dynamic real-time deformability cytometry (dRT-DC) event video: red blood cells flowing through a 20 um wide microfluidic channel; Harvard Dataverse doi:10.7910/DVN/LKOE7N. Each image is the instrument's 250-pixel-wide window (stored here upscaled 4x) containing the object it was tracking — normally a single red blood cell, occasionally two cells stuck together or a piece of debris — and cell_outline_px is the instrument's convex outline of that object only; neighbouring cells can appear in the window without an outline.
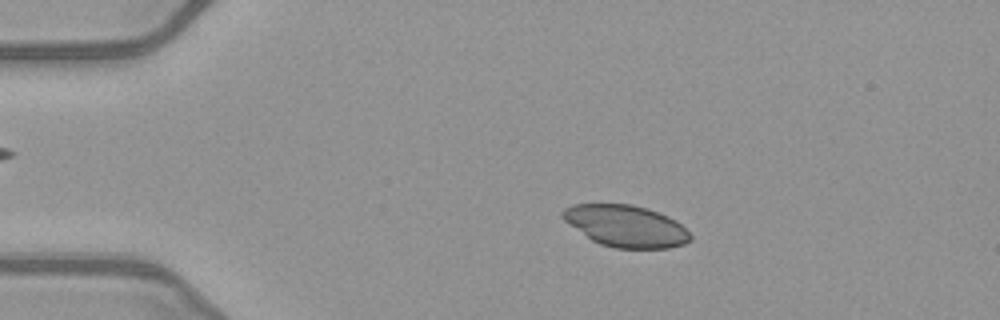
{"species": "common noctule bat (a hibernating species)", "species_latin": "Nyctalus noctula", "temperature_condition": "warm", "stored_images_in_passage": 31, "camera_frame_rate_fps": 3000, "um_per_image_px": 0.085, "animal": {"sex": "female", "body_mass_g": 21.9}, "frame": {"image": 1, "passage_image": 10, "time_ms": 3.0, "image_size_px": [1000, 320], "cell_outline_px": [[692, 240], [684, 244], [668, 248], [616, 248], [600, 244], [592, 240], [564, 220], [560, 216], [560, 212], [564, 208], [572, 204], [632, 204], [648, 208], [668, 216], [676, 220], [692, 236]], "centroid_in_image_um": [53.2, 19.2], "position_along_channel_um": 31.8, "area_um2": 31.04}}